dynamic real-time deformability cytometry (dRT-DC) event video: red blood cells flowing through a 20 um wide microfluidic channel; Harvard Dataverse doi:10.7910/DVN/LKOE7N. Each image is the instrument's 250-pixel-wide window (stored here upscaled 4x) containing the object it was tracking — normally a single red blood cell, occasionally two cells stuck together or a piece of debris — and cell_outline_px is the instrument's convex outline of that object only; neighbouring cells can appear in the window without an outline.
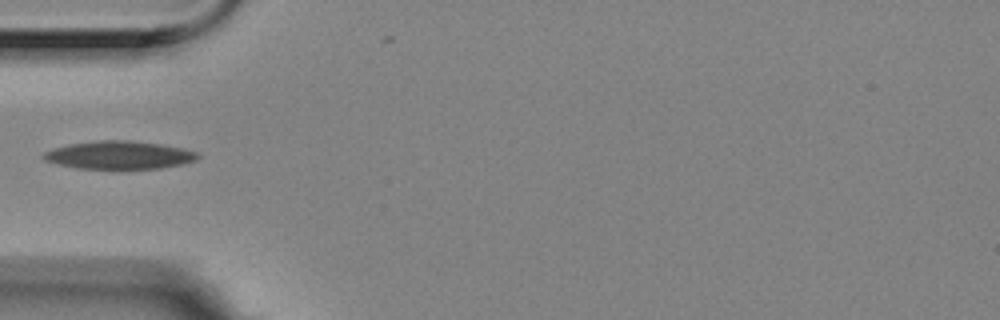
{"species": "Egyptian fruit bat (a non-hibernating species)", "species_latin": "Rousettus aegyptiacus", "temperature_condition": "room temperature", "stored_images_in_passage": 9, "camera_frame_rate_fps": 3000, "um_per_image_px": 0.085, "animal": {"sex": "female"}, "frame": {"image": 1, "passage_image": 4, "time_ms": 1.0, "image_size_px": [1000, 320], "cell_outline_px": [[200, 156], [196, 160], [180, 164], [160, 168], [76, 168], [44, 160], [40, 156], [44, 152], [52, 148], [68, 144], [96, 140], [132, 140], [160, 144], [184, 148], [196, 152]], "centroid_in_image_um": [10.1, 13.16], "position_along_channel_um": 74.9, "area_um2": 25.09}}
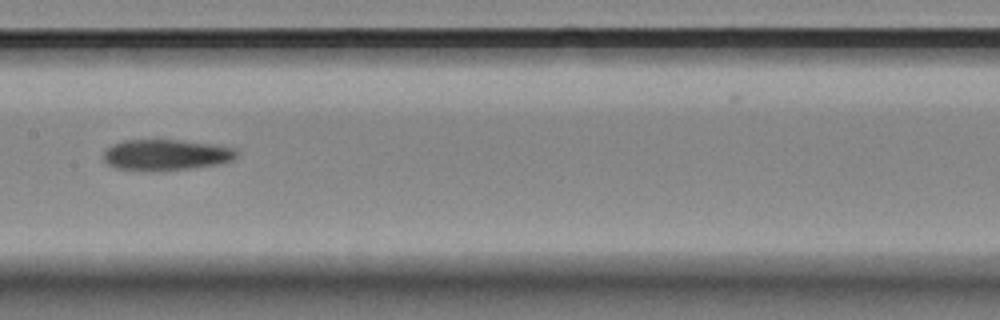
{"frame": {"image": 2, "passage_image": 7, "time_ms": 2.0, "image_size_px": [1000, 320], "cell_outline_px": [[236, 156], [232, 160], [220, 164], [192, 168], [152, 172], [148, 172], [116, 168], [108, 164], [104, 160], [104, 152], [112, 144], [124, 140], [180, 140], [236, 148]], "centroid_in_image_um": [14.08, 13.18], "position_along_channel_um": 193.3, "area_um2": 24.1}}
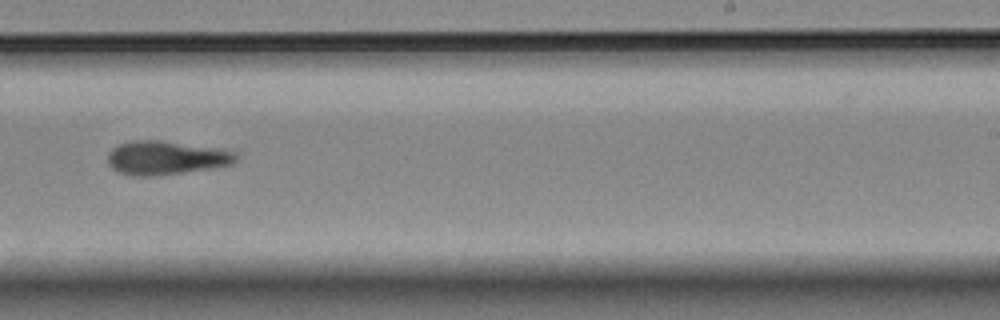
{"frame": {"image": 3, "passage_image": 9, "time_ms": 2.667, "image_size_px": [1000, 320], "cell_outline_px": [[236, 160], [232, 164], [216, 168], [152, 176], [132, 176], [116, 172], [108, 164], [108, 152], [112, 148], [120, 144], [132, 140], [160, 140], [224, 148], [236, 152]], "centroid_in_image_um": [14.12, 13.41], "position_along_channel_um": 274.9, "area_um2": 25.66}}